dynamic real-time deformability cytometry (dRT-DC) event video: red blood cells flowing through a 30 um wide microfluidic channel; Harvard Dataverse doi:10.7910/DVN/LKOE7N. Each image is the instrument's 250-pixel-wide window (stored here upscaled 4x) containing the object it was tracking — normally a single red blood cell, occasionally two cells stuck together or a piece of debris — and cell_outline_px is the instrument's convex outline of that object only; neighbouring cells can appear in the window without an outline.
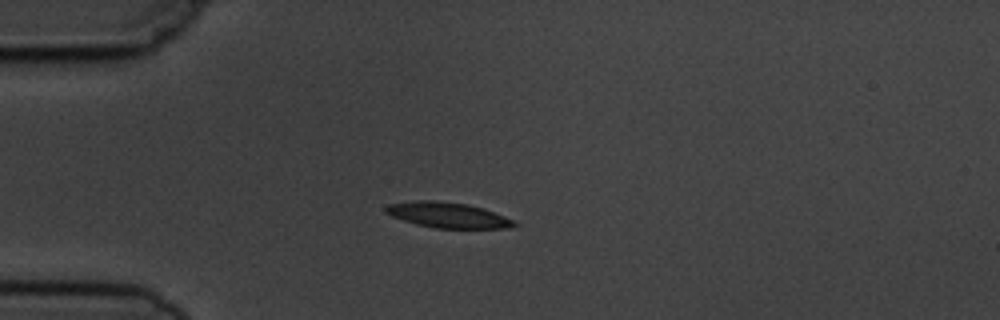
{"species": "common noctule bat (a hibernating species)", "species_latin": "Nyctalus noctula", "temperature_condition": "cold", "stored_images_in_passage": 3, "camera_frame_rate_fps": 3000, "um_per_image_px": 0.085, "animal": {"sex": "male", "body_mass_g": 19.5, "forearm_length_mm": 54.6}, "frame": {"image": 1, "passage_image": 2, "time_ms": 1.333, "image_size_px": [1000, 320], "cell_outline_px": [[520, 224], [508, 228], [436, 228], [416, 224], [392, 216], [384, 212], [384, 208], [388, 204], [420, 200], [436, 200], [468, 204], [484, 208], [516, 220]], "centroid_in_image_um": [38.11, 18.28], "position_along_channel_um": 46.9, "area_um2": 19.19}}